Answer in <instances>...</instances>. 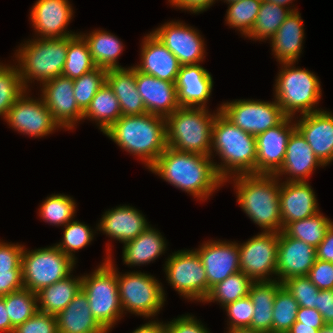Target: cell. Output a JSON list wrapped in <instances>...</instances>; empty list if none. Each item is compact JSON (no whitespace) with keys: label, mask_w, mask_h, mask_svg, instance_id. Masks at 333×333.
<instances>
[{"label":"cell","mask_w":333,"mask_h":333,"mask_svg":"<svg viewBox=\"0 0 333 333\" xmlns=\"http://www.w3.org/2000/svg\"><path fill=\"white\" fill-rule=\"evenodd\" d=\"M214 163L211 156L181 152L167 146L149 170L197 200L207 201L225 184Z\"/></svg>","instance_id":"1"},{"label":"cell","mask_w":333,"mask_h":333,"mask_svg":"<svg viewBox=\"0 0 333 333\" xmlns=\"http://www.w3.org/2000/svg\"><path fill=\"white\" fill-rule=\"evenodd\" d=\"M104 134L147 169L167 148L166 120L150 113L121 116Z\"/></svg>","instance_id":"2"},{"label":"cell","mask_w":333,"mask_h":333,"mask_svg":"<svg viewBox=\"0 0 333 333\" xmlns=\"http://www.w3.org/2000/svg\"><path fill=\"white\" fill-rule=\"evenodd\" d=\"M213 151L221 158L220 165H214L224 181L237 175H256V136L234 125L221 112L212 126V157Z\"/></svg>","instance_id":"3"},{"label":"cell","mask_w":333,"mask_h":333,"mask_svg":"<svg viewBox=\"0 0 333 333\" xmlns=\"http://www.w3.org/2000/svg\"><path fill=\"white\" fill-rule=\"evenodd\" d=\"M234 181L236 200L246 215L263 232L282 231L279 203L280 179L275 175H237L225 181ZM235 184V185H234Z\"/></svg>","instance_id":"4"},{"label":"cell","mask_w":333,"mask_h":333,"mask_svg":"<svg viewBox=\"0 0 333 333\" xmlns=\"http://www.w3.org/2000/svg\"><path fill=\"white\" fill-rule=\"evenodd\" d=\"M216 113L207 108L180 106L166 120L167 146L181 152L210 156Z\"/></svg>","instance_id":"5"},{"label":"cell","mask_w":333,"mask_h":333,"mask_svg":"<svg viewBox=\"0 0 333 333\" xmlns=\"http://www.w3.org/2000/svg\"><path fill=\"white\" fill-rule=\"evenodd\" d=\"M68 49V36L64 38H35L21 44L15 53L22 84L29 90L35 80L40 87L45 82L62 76Z\"/></svg>","instance_id":"6"},{"label":"cell","mask_w":333,"mask_h":333,"mask_svg":"<svg viewBox=\"0 0 333 333\" xmlns=\"http://www.w3.org/2000/svg\"><path fill=\"white\" fill-rule=\"evenodd\" d=\"M275 79L274 98L286 117L320 111L317 104L322 96L321 82L314 72L294 67L296 62L280 63ZM316 106V107H315ZM317 108V109H316Z\"/></svg>","instance_id":"7"},{"label":"cell","mask_w":333,"mask_h":333,"mask_svg":"<svg viewBox=\"0 0 333 333\" xmlns=\"http://www.w3.org/2000/svg\"><path fill=\"white\" fill-rule=\"evenodd\" d=\"M107 257L91 274L82 275L81 289L87 295L90 310L96 320L108 331L124 315L117 284V267L107 244Z\"/></svg>","instance_id":"8"},{"label":"cell","mask_w":333,"mask_h":333,"mask_svg":"<svg viewBox=\"0 0 333 333\" xmlns=\"http://www.w3.org/2000/svg\"><path fill=\"white\" fill-rule=\"evenodd\" d=\"M121 272L117 269V284L123 313L125 311L151 318L159 314L166 301L165 291L153 275L140 271Z\"/></svg>","instance_id":"9"},{"label":"cell","mask_w":333,"mask_h":333,"mask_svg":"<svg viewBox=\"0 0 333 333\" xmlns=\"http://www.w3.org/2000/svg\"><path fill=\"white\" fill-rule=\"evenodd\" d=\"M76 262L53 246L22 253L23 287L37 293L73 273Z\"/></svg>","instance_id":"10"},{"label":"cell","mask_w":333,"mask_h":333,"mask_svg":"<svg viewBox=\"0 0 333 333\" xmlns=\"http://www.w3.org/2000/svg\"><path fill=\"white\" fill-rule=\"evenodd\" d=\"M166 280L180 296L203 303L207 297V277L195 250H178L165 261Z\"/></svg>","instance_id":"11"},{"label":"cell","mask_w":333,"mask_h":333,"mask_svg":"<svg viewBox=\"0 0 333 333\" xmlns=\"http://www.w3.org/2000/svg\"><path fill=\"white\" fill-rule=\"evenodd\" d=\"M220 112L234 125L254 136L275 127L286 117L276 100L237 99L223 102Z\"/></svg>","instance_id":"12"},{"label":"cell","mask_w":333,"mask_h":333,"mask_svg":"<svg viewBox=\"0 0 333 333\" xmlns=\"http://www.w3.org/2000/svg\"><path fill=\"white\" fill-rule=\"evenodd\" d=\"M238 247L241 272L253 281L276 280L273 276H277V232L262 231L246 242L238 244Z\"/></svg>","instance_id":"13"},{"label":"cell","mask_w":333,"mask_h":333,"mask_svg":"<svg viewBox=\"0 0 333 333\" xmlns=\"http://www.w3.org/2000/svg\"><path fill=\"white\" fill-rule=\"evenodd\" d=\"M29 90L14 102L4 119L18 133L41 138L52 134L60 126L54 121L43 99L28 97Z\"/></svg>","instance_id":"14"},{"label":"cell","mask_w":333,"mask_h":333,"mask_svg":"<svg viewBox=\"0 0 333 333\" xmlns=\"http://www.w3.org/2000/svg\"><path fill=\"white\" fill-rule=\"evenodd\" d=\"M152 33L177 57L182 66L199 64L206 57L203 37L198 30L183 22H165Z\"/></svg>","instance_id":"15"},{"label":"cell","mask_w":333,"mask_h":333,"mask_svg":"<svg viewBox=\"0 0 333 333\" xmlns=\"http://www.w3.org/2000/svg\"><path fill=\"white\" fill-rule=\"evenodd\" d=\"M41 98L52 114L54 121L66 130H72L83 120L74 96L73 79L57 76L42 84Z\"/></svg>","instance_id":"16"},{"label":"cell","mask_w":333,"mask_h":333,"mask_svg":"<svg viewBox=\"0 0 333 333\" xmlns=\"http://www.w3.org/2000/svg\"><path fill=\"white\" fill-rule=\"evenodd\" d=\"M292 117L256 136V175H275L283 165L289 136L296 129Z\"/></svg>","instance_id":"17"},{"label":"cell","mask_w":333,"mask_h":333,"mask_svg":"<svg viewBox=\"0 0 333 333\" xmlns=\"http://www.w3.org/2000/svg\"><path fill=\"white\" fill-rule=\"evenodd\" d=\"M195 251L204 266L207 277V296L210 289L231 274L240 271V256L237 242L208 240Z\"/></svg>","instance_id":"18"},{"label":"cell","mask_w":333,"mask_h":333,"mask_svg":"<svg viewBox=\"0 0 333 333\" xmlns=\"http://www.w3.org/2000/svg\"><path fill=\"white\" fill-rule=\"evenodd\" d=\"M69 0H37L31 8L30 21L36 38H64L78 33L67 31L73 18Z\"/></svg>","instance_id":"19"},{"label":"cell","mask_w":333,"mask_h":333,"mask_svg":"<svg viewBox=\"0 0 333 333\" xmlns=\"http://www.w3.org/2000/svg\"><path fill=\"white\" fill-rule=\"evenodd\" d=\"M316 261V248L288 236L283 230L278 233V257L276 280L281 283L295 276H307Z\"/></svg>","instance_id":"20"},{"label":"cell","mask_w":333,"mask_h":333,"mask_svg":"<svg viewBox=\"0 0 333 333\" xmlns=\"http://www.w3.org/2000/svg\"><path fill=\"white\" fill-rule=\"evenodd\" d=\"M296 129L306 139L315 156L324 165L333 162V114L321 109L295 120Z\"/></svg>","instance_id":"21"},{"label":"cell","mask_w":333,"mask_h":333,"mask_svg":"<svg viewBox=\"0 0 333 333\" xmlns=\"http://www.w3.org/2000/svg\"><path fill=\"white\" fill-rule=\"evenodd\" d=\"M135 77L147 113L166 118L180 107L175 82L141 73L136 68Z\"/></svg>","instance_id":"22"},{"label":"cell","mask_w":333,"mask_h":333,"mask_svg":"<svg viewBox=\"0 0 333 333\" xmlns=\"http://www.w3.org/2000/svg\"><path fill=\"white\" fill-rule=\"evenodd\" d=\"M317 166L324 167L306 139L295 129L289 136L283 165L275 176L281 179L280 176L287 175L284 182H308Z\"/></svg>","instance_id":"23"},{"label":"cell","mask_w":333,"mask_h":333,"mask_svg":"<svg viewBox=\"0 0 333 333\" xmlns=\"http://www.w3.org/2000/svg\"><path fill=\"white\" fill-rule=\"evenodd\" d=\"M308 182H281L279 191L282 230L291 222L314 216L320 210Z\"/></svg>","instance_id":"24"},{"label":"cell","mask_w":333,"mask_h":333,"mask_svg":"<svg viewBox=\"0 0 333 333\" xmlns=\"http://www.w3.org/2000/svg\"><path fill=\"white\" fill-rule=\"evenodd\" d=\"M142 40L141 62L134 67L141 73L175 82L182 66L177 57L152 32L146 34Z\"/></svg>","instance_id":"25"},{"label":"cell","mask_w":333,"mask_h":333,"mask_svg":"<svg viewBox=\"0 0 333 333\" xmlns=\"http://www.w3.org/2000/svg\"><path fill=\"white\" fill-rule=\"evenodd\" d=\"M213 82L212 75L200 63L181 66L175 81L180 106L208 108Z\"/></svg>","instance_id":"26"},{"label":"cell","mask_w":333,"mask_h":333,"mask_svg":"<svg viewBox=\"0 0 333 333\" xmlns=\"http://www.w3.org/2000/svg\"><path fill=\"white\" fill-rule=\"evenodd\" d=\"M96 225L97 230L123 245L134 240L150 226L140 210L126 204L105 211Z\"/></svg>","instance_id":"27"},{"label":"cell","mask_w":333,"mask_h":333,"mask_svg":"<svg viewBox=\"0 0 333 333\" xmlns=\"http://www.w3.org/2000/svg\"><path fill=\"white\" fill-rule=\"evenodd\" d=\"M303 20L299 11H291L270 39L275 59L280 63L297 62L303 49Z\"/></svg>","instance_id":"28"},{"label":"cell","mask_w":333,"mask_h":333,"mask_svg":"<svg viewBox=\"0 0 333 333\" xmlns=\"http://www.w3.org/2000/svg\"><path fill=\"white\" fill-rule=\"evenodd\" d=\"M56 319L58 333H109L92 315L88 297L82 289Z\"/></svg>","instance_id":"29"},{"label":"cell","mask_w":333,"mask_h":333,"mask_svg":"<svg viewBox=\"0 0 333 333\" xmlns=\"http://www.w3.org/2000/svg\"><path fill=\"white\" fill-rule=\"evenodd\" d=\"M106 83L119 100L122 116L147 113L137 90L134 66L107 70Z\"/></svg>","instance_id":"30"},{"label":"cell","mask_w":333,"mask_h":333,"mask_svg":"<svg viewBox=\"0 0 333 333\" xmlns=\"http://www.w3.org/2000/svg\"><path fill=\"white\" fill-rule=\"evenodd\" d=\"M166 248L165 238L150 225L134 240L123 245V263L130 267L146 265L164 254Z\"/></svg>","instance_id":"31"},{"label":"cell","mask_w":333,"mask_h":333,"mask_svg":"<svg viewBox=\"0 0 333 333\" xmlns=\"http://www.w3.org/2000/svg\"><path fill=\"white\" fill-rule=\"evenodd\" d=\"M282 283L273 281H254L249 290V298L254 307L251 328L264 333H273V304L275 295Z\"/></svg>","instance_id":"32"},{"label":"cell","mask_w":333,"mask_h":333,"mask_svg":"<svg viewBox=\"0 0 333 333\" xmlns=\"http://www.w3.org/2000/svg\"><path fill=\"white\" fill-rule=\"evenodd\" d=\"M82 276L69 275L58 282L38 291V311L57 315L73 300L81 290Z\"/></svg>","instance_id":"33"},{"label":"cell","mask_w":333,"mask_h":333,"mask_svg":"<svg viewBox=\"0 0 333 333\" xmlns=\"http://www.w3.org/2000/svg\"><path fill=\"white\" fill-rule=\"evenodd\" d=\"M87 42L92 59L97 67L109 69L124 68L118 64V57L124 51L123 42L105 30L79 33Z\"/></svg>","instance_id":"34"},{"label":"cell","mask_w":333,"mask_h":333,"mask_svg":"<svg viewBox=\"0 0 333 333\" xmlns=\"http://www.w3.org/2000/svg\"><path fill=\"white\" fill-rule=\"evenodd\" d=\"M122 116L119 100L113 90L105 83L95 94L83 119L95 121L101 132L105 133Z\"/></svg>","instance_id":"35"},{"label":"cell","mask_w":333,"mask_h":333,"mask_svg":"<svg viewBox=\"0 0 333 333\" xmlns=\"http://www.w3.org/2000/svg\"><path fill=\"white\" fill-rule=\"evenodd\" d=\"M290 12L288 7L262 0L255 24L245 38L248 37L253 41L270 40Z\"/></svg>","instance_id":"36"},{"label":"cell","mask_w":333,"mask_h":333,"mask_svg":"<svg viewBox=\"0 0 333 333\" xmlns=\"http://www.w3.org/2000/svg\"><path fill=\"white\" fill-rule=\"evenodd\" d=\"M96 67L84 38L80 34L68 36V49L62 76L76 79Z\"/></svg>","instance_id":"37"},{"label":"cell","mask_w":333,"mask_h":333,"mask_svg":"<svg viewBox=\"0 0 333 333\" xmlns=\"http://www.w3.org/2000/svg\"><path fill=\"white\" fill-rule=\"evenodd\" d=\"M333 224L320 211L312 217L289 223L283 231L290 237L304 241L316 248Z\"/></svg>","instance_id":"38"},{"label":"cell","mask_w":333,"mask_h":333,"mask_svg":"<svg viewBox=\"0 0 333 333\" xmlns=\"http://www.w3.org/2000/svg\"><path fill=\"white\" fill-rule=\"evenodd\" d=\"M253 282L254 281L243 272H236L213 286L203 302L210 303L217 301L223 308L229 303L248 296Z\"/></svg>","instance_id":"39"},{"label":"cell","mask_w":333,"mask_h":333,"mask_svg":"<svg viewBox=\"0 0 333 333\" xmlns=\"http://www.w3.org/2000/svg\"><path fill=\"white\" fill-rule=\"evenodd\" d=\"M76 202L64 194H52L39 207V216L50 225L64 226L75 217Z\"/></svg>","instance_id":"40"},{"label":"cell","mask_w":333,"mask_h":333,"mask_svg":"<svg viewBox=\"0 0 333 333\" xmlns=\"http://www.w3.org/2000/svg\"><path fill=\"white\" fill-rule=\"evenodd\" d=\"M4 302L14 328L38 312L37 294L24 287L5 295Z\"/></svg>","instance_id":"41"},{"label":"cell","mask_w":333,"mask_h":333,"mask_svg":"<svg viewBox=\"0 0 333 333\" xmlns=\"http://www.w3.org/2000/svg\"><path fill=\"white\" fill-rule=\"evenodd\" d=\"M262 0H237L228 2L226 24L230 28L240 31L241 35L247 36L256 21Z\"/></svg>","instance_id":"42"},{"label":"cell","mask_w":333,"mask_h":333,"mask_svg":"<svg viewBox=\"0 0 333 333\" xmlns=\"http://www.w3.org/2000/svg\"><path fill=\"white\" fill-rule=\"evenodd\" d=\"M25 90L18 65L5 64L0 70V116L3 119Z\"/></svg>","instance_id":"43"},{"label":"cell","mask_w":333,"mask_h":333,"mask_svg":"<svg viewBox=\"0 0 333 333\" xmlns=\"http://www.w3.org/2000/svg\"><path fill=\"white\" fill-rule=\"evenodd\" d=\"M298 303L282 285L273 304V333H287L296 322Z\"/></svg>","instance_id":"44"},{"label":"cell","mask_w":333,"mask_h":333,"mask_svg":"<svg viewBox=\"0 0 333 333\" xmlns=\"http://www.w3.org/2000/svg\"><path fill=\"white\" fill-rule=\"evenodd\" d=\"M62 241L55 244L64 254L77 262L75 252L86 247L94 238L93 229L77 220H72L63 227Z\"/></svg>","instance_id":"45"},{"label":"cell","mask_w":333,"mask_h":333,"mask_svg":"<svg viewBox=\"0 0 333 333\" xmlns=\"http://www.w3.org/2000/svg\"><path fill=\"white\" fill-rule=\"evenodd\" d=\"M107 70L96 67L89 73L73 79L74 96L79 109L84 113L98 90L106 83Z\"/></svg>","instance_id":"46"},{"label":"cell","mask_w":333,"mask_h":333,"mask_svg":"<svg viewBox=\"0 0 333 333\" xmlns=\"http://www.w3.org/2000/svg\"><path fill=\"white\" fill-rule=\"evenodd\" d=\"M282 285L297 301L299 307L315 308L319 289L307 276H295L282 282Z\"/></svg>","instance_id":"47"},{"label":"cell","mask_w":333,"mask_h":333,"mask_svg":"<svg viewBox=\"0 0 333 333\" xmlns=\"http://www.w3.org/2000/svg\"><path fill=\"white\" fill-rule=\"evenodd\" d=\"M227 313V329L251 328V321L254 315V307L249 296H245L223 307Z\"/></svg>","instance_id":"48"},{"label":"cell","mask_w":333,"mask_h":333,"mask_svg":"<svg viewBox=\"0 0 333 333\" xmlns=\"http://www.w3.org/2000/svg\"><path fill=\"white\" fill-rule=\"evenodd\" d=\"M13 333H58L56 316L38 311L23 324L15 327Z\"/></svg>","instance_id":"49"},{"label":"cell","mask_w":333,"mask_h":333,"mask_svg":"<svg viewBox=\"0 0 333 333\" xmlns=\"http://www.w3.org/2000/svg\"><path fill=\"white\" fill-rule=\"evenodd\" d=\"M24 245L0 241V270L22 271Z\"/></svg>","instance_id":"50"},{"label":"cell","mask_w":333,"mask_h":333,"mask_svg":"<svg viewBox=\"0 0 333 333\" xmlns=\"http://www.w3.org/2000/svg\"><path fill=\"white\" fill-rule=\"evenodd\" d=\"M307 277L319 290H333V263L316 259Z\"/></svg>","instance_id":"51"},{"label":"cell","mask_w":333,"mask_h":333,"mask_svg":"<svg viewBox=\"0 0 333 333\" xmlns=\"http://www.w3.org/2000/svg\"><path fill=\"white\" fill-rule=\"evenodd\" d=\"M166 333H211L202 322L185 314L165 323Z\"/></svg>","instance_id":"52"},{"label":"cell","mask_w":333,"mask_h":333,"mask_svg":"<svg viewBox=\"0 0 333 333\" xmlns=\"http://www.w3.org/2000/svg\"><path fill=\"white\" fill-rule=\"evenodd\" d=\"M22 288V271L0 270V297Z\"/></svg>","instance_id":"53"},{"label":"cell","mask_w":333,"mask_h":333,"mask_svg":"<svg viewBox=\"0 0 333 333\" xmlns=\"http://www.w3.org/2000/svg\"><path fill=\"white\" fill-rule=\"evenodd\" d=\"M316 310L323 316L325 324H333V290H320Z\"/></svg>","instance_id":"54"},{"label":"cell","mask_w":333,"mask_h":333,"mask_svg":"<svg viewBox=\"0 0 333 333\" xmlns=\"http://www.w3.org/2000/svg\"><path fill=\"white\" fill-rule=\"evenodd\" d=\"M217 0H168L172 7L179 8L180 10H187L191 13L199 14L210 8Z\"/></svg>","instance_id":"55"},{"label":"cell","mask_w":333,"mask_h":333,"mask_svg":"<svg viewBox=\"0 0 333 333\" xmlns=\"http://www.w3.org/2000/svg\"><path fill=\"white\" fill-rule=\"evenodd\" d=\"M296 321L301 325H314V328L318 330L326 325L323 316L315 308L299 307Z\"/></svg>","instance_id":"56"},{"label":"cell","mask_w":333,"mask_h":333,"mask_svg":"<svg viewBox=\"0 0 333 333\" xmlns=\"http://www.w3.org/2000/svg\"><path fill=\"white\" fill-rule=\"evenodd\" d=\"M316 259L333 263V224L322 242L316 247Z\"/></svg>","instance_id":"57"},{"label":"cell","mask_w":333,"mask_h":333,"mask_svg":"<svg viewBox=\"0 0 333 333\" xmlns=\"http://www.w3.org/2000/svg\"><path fill=\"white\" fill-rule=\"evenodd\" d=\"M132 333H166V326L163 322L153 320L137 327Z\"/></svg>","instance_id":"58"},{"label":"cell","mask_w":333,"mask_h":333,"mask_svg":"<svg viewBox=\"0 0 333 333\" xmlns=\"http://www.w3.org/2000/svg\"><path fill=\"white\" fill-rule=\"evenodd\" d=\"M14 327L5 307L4 296L0 297V333H13Z\"/></svg>","instance_id":"59"},{"label":"cell","mask_w":333,"mask_h":333,"mask_svg":"<svg viewBox=\"0 0 333 333\" xmlns=\"http://www.w3.org/2000/svg\"><path fill=\"white\" fill-rule=\"evenodd\" d=\"M287 333H318V329H315L314 325H301L296 321Z\"/></svg>","instance_id":"60"},{"label":"cell","mask_w":333,"mask_h":333,"mask_svg":"<svg viewBox=\"0 0 333 333\" xmlns=\"http://www.w3.org/2000/svg\"><path fill=\"white\" fill-rule=\"evenodd\" d=\"M227 333H264L261 331H256L252 328L246 327V328H234L226 331Z\"/></svg>","instance_id":"61"},{"label":"cell","mask_w":333,"mask_h":333,"mask_svg":"<svg viewBox=\"0 0 333 333\" xmlns=\"http://www.w3.org/2000/svg\"><path fill=\"white\" fill-rule=\"evenodd\" d=\"M265 1L273 2V3H276L278 5L288 7V9H290L291 11L298 10V8L296 9L295 7L292 9L293 6H290L291 8L289 7L290 3H293L294 0H265Z\"/></svg>","instance_id":"62"},{"label":"cell","mask_w":333,"mask_h":333,"mask_svg":"<svg viewBox=\"0 0 333 333\" xmlns=\"http://www.w3.org/2000/svg\"><path fill=\"white\" fill-rule=\"evenodd\" d=\"M318 333H333V324L324 325L320 330H318Z\"/></svg>","instance_id":"63"},{"label":"cell","mask_w":333,"mask_h":333,"mask_svg":"<svg viewBox=\"0 0 333 333\" xmlns=\"http://www.w3.org/2000/svg\"><path fill=\"white\" fill-rule=\"evenodd\" d=\"M233 1H237V0H224V3H228V2H233Z\"/></svg>","instance_id":"64"},{"label":"cell","mask_w":333,"mask_h":333,"mask_svg":"<svg viewBox=\"0 0 333 333\" xmlns=\"http://www.w3.org/2000/svg\"><path fill=\"white\" fill-rule=\"evenodd\" d=\"M5 64H3V63H0V70H1V68L4 66Z\"/></svg>","instance_id":"65"}]
</instances>
